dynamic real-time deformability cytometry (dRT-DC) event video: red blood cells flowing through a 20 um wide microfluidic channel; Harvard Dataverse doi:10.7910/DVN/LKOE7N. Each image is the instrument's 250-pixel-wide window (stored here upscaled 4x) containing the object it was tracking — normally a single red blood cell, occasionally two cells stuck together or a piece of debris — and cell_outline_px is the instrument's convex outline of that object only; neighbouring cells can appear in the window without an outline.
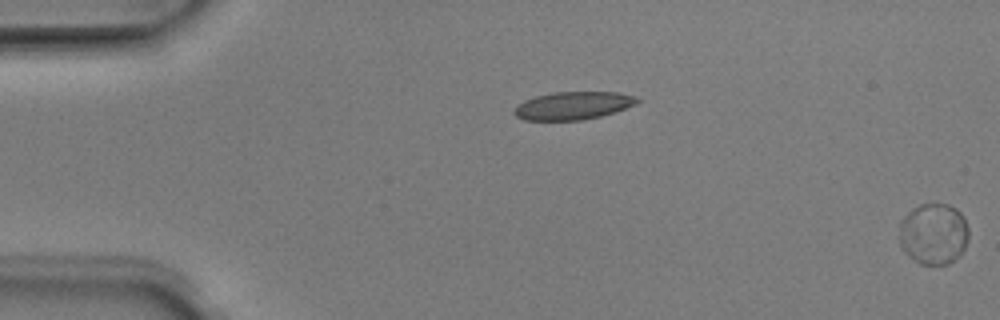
{"species": "Egyptian fruit bat (a non-hibernating species)", "species_latin": "Rousettus aegyptiacus", "temperature_condition": "room temperature", "stored_images_in_passage": 11, "segment_of_instrument_passage": [2, 2], "camera_frame_rate_fps": 3000, "um_per_image_px": 0.085, "animal": {"sex": "male"}, "frame": {"image": 1, "passage_image": 11, "time_ms": 3.333, "image_size_px": [1000, 320], "cell_outline_px": [[968, 240], [960, 256], [948, 264], [920, 264], [908, 256], [900, 248], [900, 224], [904, 216], [912, 208], [920, 204], [948, 204], [956, 208], [964, 216], [968, 228]], "centroid_in_image_um": [79.36, 19.88], "position_along_channel_um": 5.6, "area_um2": 25.03}}